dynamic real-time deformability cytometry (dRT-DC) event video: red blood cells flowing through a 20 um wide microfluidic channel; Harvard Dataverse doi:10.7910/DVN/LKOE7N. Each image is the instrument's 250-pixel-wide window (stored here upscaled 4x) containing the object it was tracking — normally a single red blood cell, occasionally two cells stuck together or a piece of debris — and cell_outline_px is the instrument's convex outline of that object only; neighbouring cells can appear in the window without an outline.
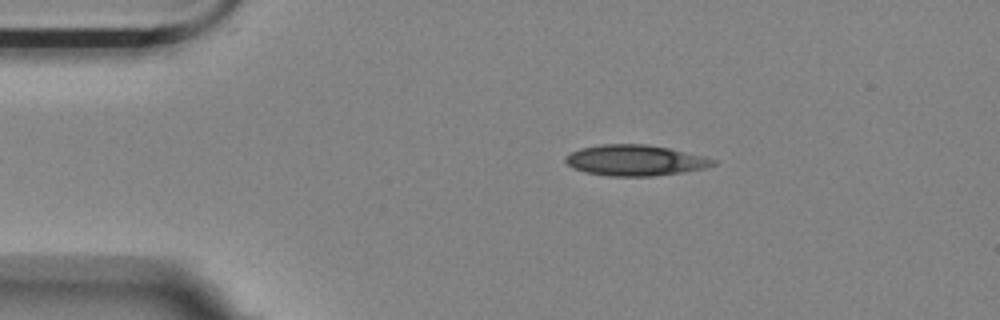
{"species": "Egyptian fruit bat (a non-hibernating species)", "species_latin": "Rousettus aegyptiacus", "temperature_condition": "room temperature", "stored_images_in_passage": 5, "camera_frame_rate_fps": 3000, "um_per_image_px": 0.085, "animal": {"sex": "female"}, "frame": {"image": 1, "passage_image": 5, "time_ms": 5.667, "image_size_px": [1000, 320], "cell_outline_px": [[716, 164], [704, 168], [680, 172], [652, 176], [608, 176], [584, 172], [572, 168], [564, 160], [564, 156], [580, 148], [600, 144], [648, 144], [668, 148], [704, 156], [716, 160]], "centroid_in_image_um": [53.94, 13.62], "position_along_channel_um": 31.1, "area_um2": 26.47}}